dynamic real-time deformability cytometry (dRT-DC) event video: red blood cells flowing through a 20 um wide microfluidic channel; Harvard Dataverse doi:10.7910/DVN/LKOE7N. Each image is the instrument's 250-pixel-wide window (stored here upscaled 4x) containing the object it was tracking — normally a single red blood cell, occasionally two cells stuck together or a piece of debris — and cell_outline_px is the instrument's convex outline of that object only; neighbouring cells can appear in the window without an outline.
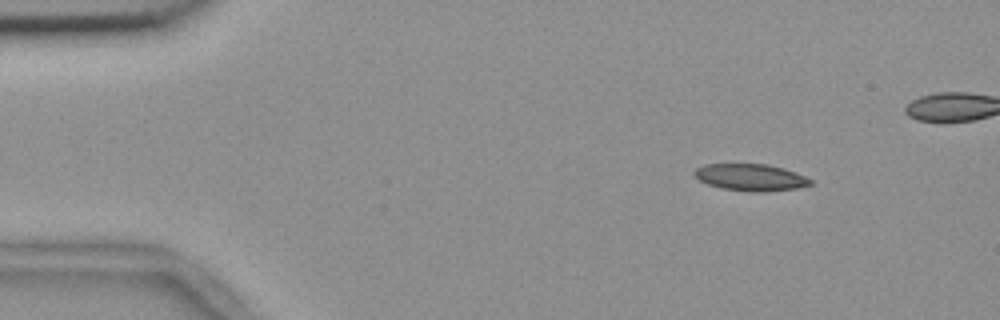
{"species": "common noctule bat (a hibernating species)", "species_latin": "Nyctalus noctula", "temperature_condition": "room temperature", "stored_images_in_passage": 43, "camera_frame_rate_fps": 3000, "um_per_image_px": 0.085, "animal": {"sex": "female", "body_mass_g": 18.4}, "frame": {"image": 1, "passage_image": 1, "time_ms": 0.0, "image_size_px": [1000, 320], "cell_outline_px": [[812, 184], [796, 188], [764, 192], [752, 192], [724, 188], [708, 184], [700, 180], [692, 172], [696, 168], [704, 164], [768, 164], [784, 168], [796, 172], [812, 180]], "centroid_in_image_um": [63.81, 15.06], "position_along_channel_um": 21.2, "area_um2": 18.09}}
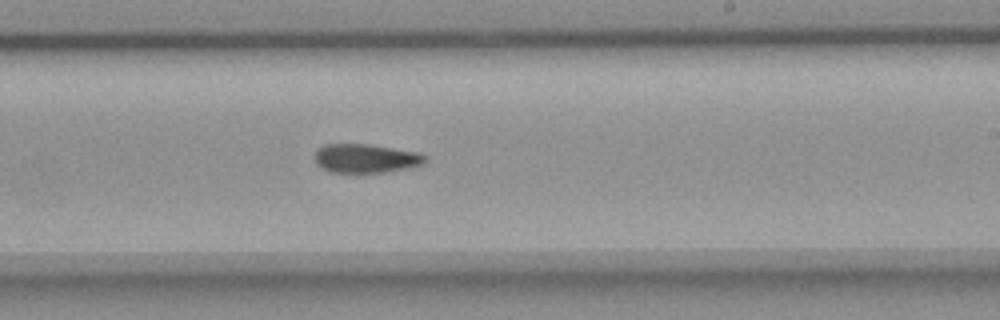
{"frame": {"image": 2, "passage_image": 27, "time_ms": 8.667, "image_size_px": [1000, 320], "cell_outline_px": [[428, 160], [424, 164], [412, 168], [384, 172], [328, 172], [320, 168], [316, 164], [316, 152], [324, 144], [372, 144], [420, 152], [428, 156]], "centroid_in_image_um": [31.17, 13.46], "position_along_channel_um": 257.8, "area_um2": 18.96}}
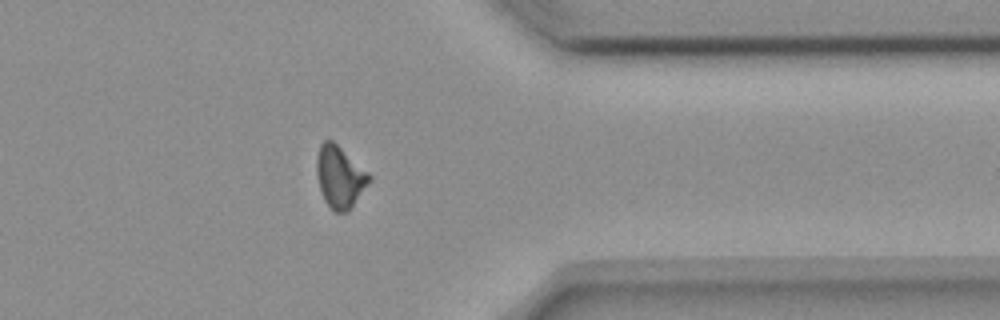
{"frame": {"image": 3, "passage_image": 38, "time_ms": 12.333, "image_size_px": [1000, 320], "cell_outline_px": [[372, 180], [348, 212], [332, 212], [324, 200], [320, 192], [316, 172], [316, 156], [320, 144], [324, 140], [332, 140], [368, 172], [372, 176]], "centroid_in_image_um": [28.87, 15.06], "position_along_channel_um": 382.5, "area_um2": 19.19}}